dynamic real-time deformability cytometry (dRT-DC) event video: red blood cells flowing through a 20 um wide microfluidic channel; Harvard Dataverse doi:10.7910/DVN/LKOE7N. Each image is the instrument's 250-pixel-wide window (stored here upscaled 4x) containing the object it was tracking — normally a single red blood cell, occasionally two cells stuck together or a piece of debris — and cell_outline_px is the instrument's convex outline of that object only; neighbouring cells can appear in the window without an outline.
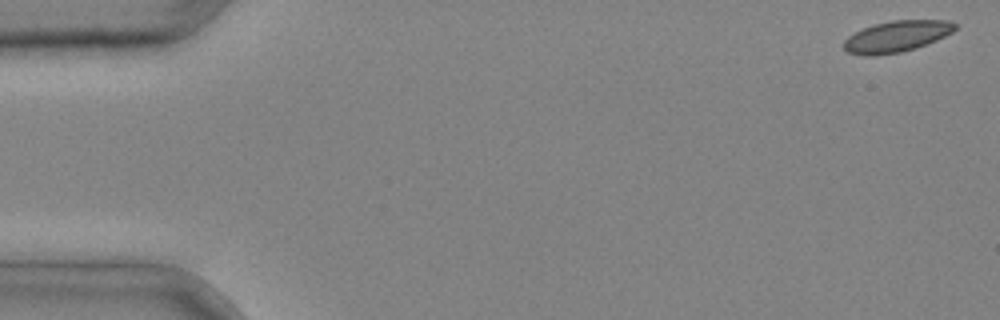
{"species": "common noctule bat (a hibernating species)", "species_latin": "Nyctalus noctula", "temperature_condition": "cold", "stored_images_in_passage": 3, "camera_frame_rate_fps": 3000, "um_per_image_px": 0.085, "animal": {"sex": "male", "body_mass_g": 20.4}, "frame": {"image": 1, "passage_image": 1, "time_ms": 0.0, "image_size_px": [1000, 320], "cell_outline_px": [[956, 28], [952, 32], [936, 40], [916, 48], [900, 52], [876, 56], [864, 56], [848, 52], [844, 48], [844, 40], [848, 36], [864, 28], [876, 24], [892, 20], [948, 20], [956, 24]], "centroid_in_image_um": [76.21, 3.1], "position_along_channel_um": 8.8, "area_um2": 20.11}}